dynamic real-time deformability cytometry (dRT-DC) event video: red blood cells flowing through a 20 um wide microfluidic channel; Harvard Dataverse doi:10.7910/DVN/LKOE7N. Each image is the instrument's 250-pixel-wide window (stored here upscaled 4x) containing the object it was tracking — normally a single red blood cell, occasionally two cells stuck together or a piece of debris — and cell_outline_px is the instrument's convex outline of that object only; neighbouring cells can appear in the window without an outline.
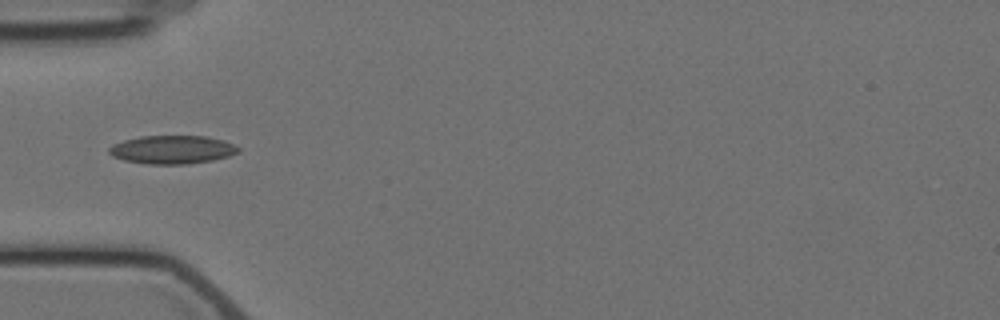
{"species": "Egyptian fruit bat (a non-hibernating species)", "species_latin": "Rousettus aegyptiacus", "temperature_condition": "cold", "stored_images_in_passage": 7, "camera_frame_rate_fps": 3000, "um_per_image_px": 0.085, "animal": {"sex": "female"}, "frame": {"image": 1, "passage_image": 4, "time_ms": 3.667, "image_size_px": [1000, 320], "cell_outline_px": [[240, 152], [228, 156], [212, 160], [188, 164], [148, 164], [124, 160], [112, 156], [108, 152], [108, 148], [112, 144], [124, 140], [140, 136], [204, 136], [224, 140], [240, 148]], "centroid_in_image_um": [14.62, 12.72], "position_along_channel_um": 70.4, "area_um2": 21.39}}
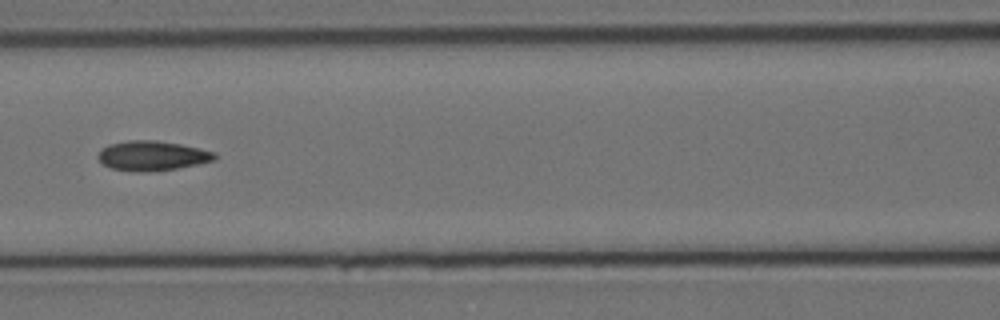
{"frame": {"image": 2, "passage_image": 6, "time_ms": 6.0, "image_size_px": [1000, 320], "cell_outline_px": [[216, 160], [176, 168], [144, 172], [132, 172], [112, 168], [104, 164], [96, 156], [108, 144], [128, 140], [156, 140], [180, 144], [216, 152]], "centroid_in_image_um": [12.93, 13.23], "position_along_channel_um": 153.7, "area_um2": 20.06}}
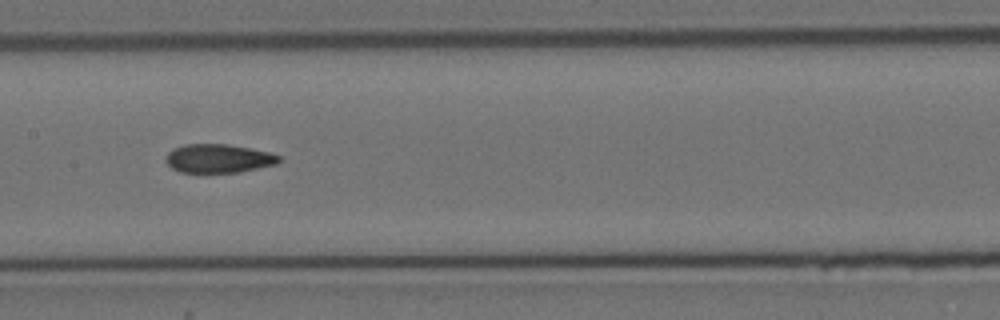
{"frame": {"image": 3, "passage_image": 7, "time_ms": 7.0, "image_size_px": [1000, 320], "cell_outline_px": [[284, 160], [276, 164], [240, 172], [180, 172], [172, 168], [164, 160], [168, 152], [172, 148], [184, 144], [228, 144], [268, 152], [280, 156]], "centroid_in_image_um": [18.56, 13.46], "position_along_channel_um": 188.8, "area_um2": 18.96}}